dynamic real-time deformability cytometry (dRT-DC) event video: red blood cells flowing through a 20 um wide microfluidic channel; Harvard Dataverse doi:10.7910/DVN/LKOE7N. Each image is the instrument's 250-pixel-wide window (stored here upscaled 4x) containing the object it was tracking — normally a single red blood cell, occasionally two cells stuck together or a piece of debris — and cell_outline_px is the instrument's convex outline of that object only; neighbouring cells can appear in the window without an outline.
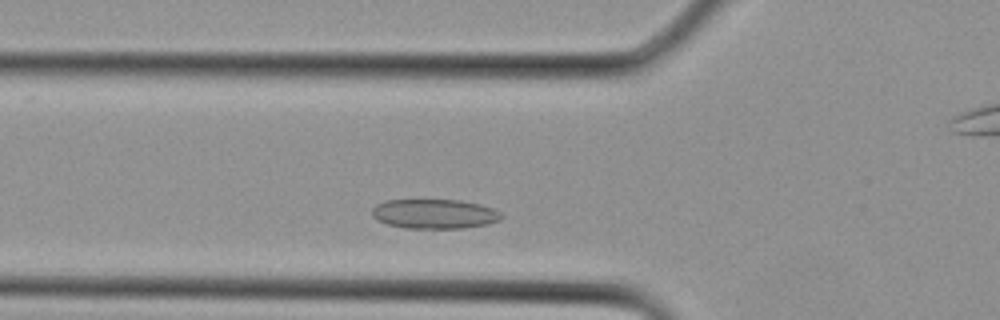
{"species": "Egyptian fruit bat (a non-hibernating species)", "species_latin": "Rousettus aegyptiacus", "temperature_condition": "cold", "stored_images_in_passage": 13, "camera_frame_rate_fps": 3000, "um_per_image_px": 0.085, "animal": {"sex": "female"}, "frame": {"image": 1, "passage_image": 5, "time_ms": 1.333, "image_size_px": [1000, 320], "cell_outline_px": [[504, 216], [500, 220], [484, 224], [464, 228], [404, 228], [388, 224], [376, 220], [372, 216], [372, 208], [376, 204], [384, 200], [460, 200], [480, 204], [496, 208]], "centroid_in_image_um": [36.93, 18.17], "position_along_channel_um": 88.9, "area_um2": 22.43}}
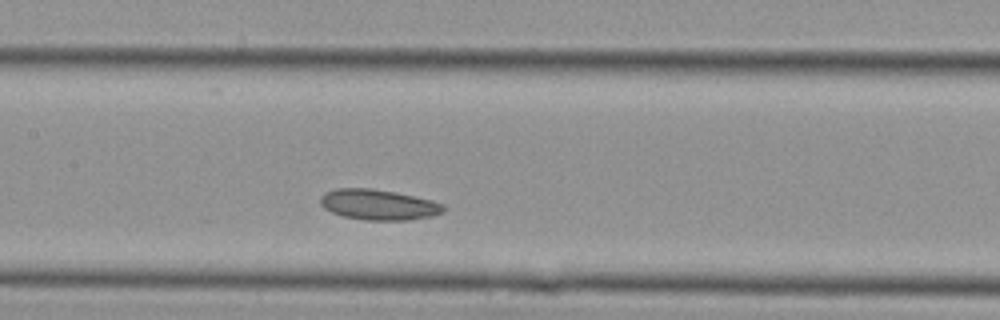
{"frame": {"image": 2, "passage_image": 9, "time_ms": 2.667, "image_size_px": [1000, 320], "cell_outline_px": [[444, 212], [432, 216], [408, 220], [364, 220], [344, 216], [332, 212], [324, 208], [320, 204], [320, 196], [324, 192], [336, 188], [372, 188], [396, 192], [432, 200], [444, 204]], "centroid_in_image_um": [32.16, 17.39], "position_along_channel_um": 175.2, "area_um2": 22.02}}
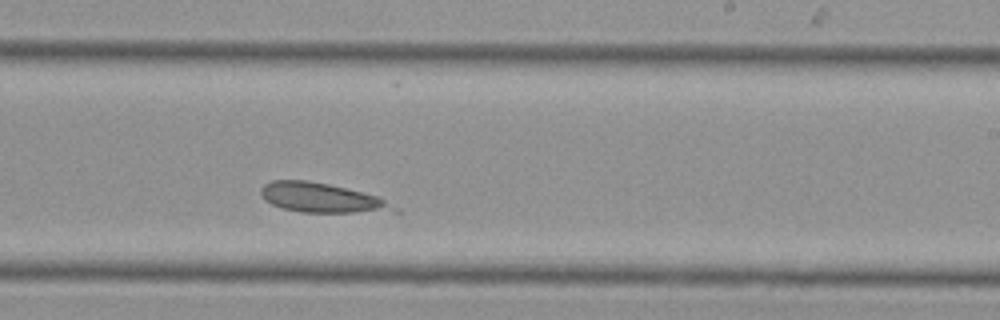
{"frame": {"image": 3, "passage_image": 13, "time_ms": 4.0, "image_size_px": [1000, 320], "cell_outline_px": [[400, 212], [300, 212], [284, 208], [272, 204], [264, 200], [260, 192], [260, 188], [264, 184], [272, 180], [308, 180], [328, 184], [376, 196], [400, 208]], "centroid_in_image_um": [27.33, 16.82], "position_along_channel_um": 261.7, "area_um2": 22.72}}